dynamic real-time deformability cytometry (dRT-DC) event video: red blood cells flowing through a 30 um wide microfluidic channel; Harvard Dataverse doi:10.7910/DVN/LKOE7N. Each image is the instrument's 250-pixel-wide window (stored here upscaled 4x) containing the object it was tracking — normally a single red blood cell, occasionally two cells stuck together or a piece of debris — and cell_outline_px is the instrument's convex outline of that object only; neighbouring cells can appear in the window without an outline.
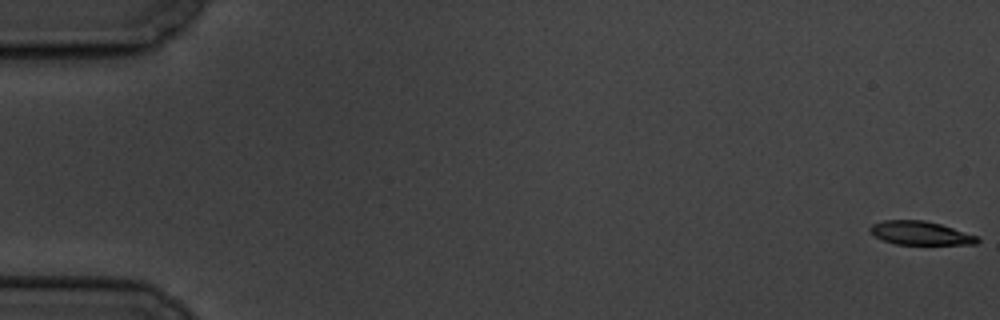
{"species": "common noctule bat (a hibernating species)", "species_latin": "Nyctalus noctula", "temperature_condition": "cold", "stored_images_in_passage": 5, "camera_frame_rate_fps": 3000, "um_per_image_px": 0.085, "animal": {"sex": "male", "body_mass_g": 19.5, "forearm_length_mm": 54.6}, "frame": {"image": 1, "passage_image": 1, "time_ms": 0.0, "image_size_px": [1000, 320], "cell_outline_px": [[980, 240], [976, 244], [896, 244], [884, 240], [876, 236], [868, 228], [872, 224], [884, 220], [924, 220], [940, 224], [980, 236]], "centroid_in_image_um": [78.28, 19.81], "position_along_channel_um": 6.7, "area_um2": 14.68}}
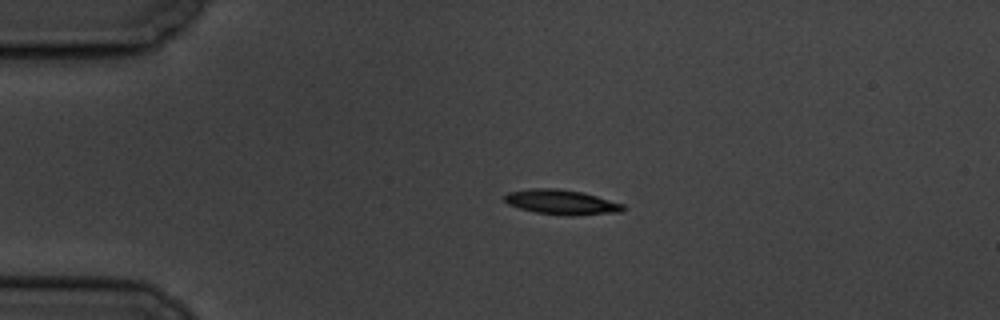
{"frame": {"image": 2, "passage_image": 4, "time_ms": 4.333, "image_size_px": [1000, 320], "cell_outline_px": [[628, 208], [620, 212], [572, 216], [536, 212], [520, 208], [508, 204], [504, 200], [504, 196], [508, 192], [532, 188], [556, 188], [584, 192], [624, 204]], "centroid_in_image_um": [47.77, 17.17], "position_along_channel_um": 37.2, "area_um2": 17.22}}